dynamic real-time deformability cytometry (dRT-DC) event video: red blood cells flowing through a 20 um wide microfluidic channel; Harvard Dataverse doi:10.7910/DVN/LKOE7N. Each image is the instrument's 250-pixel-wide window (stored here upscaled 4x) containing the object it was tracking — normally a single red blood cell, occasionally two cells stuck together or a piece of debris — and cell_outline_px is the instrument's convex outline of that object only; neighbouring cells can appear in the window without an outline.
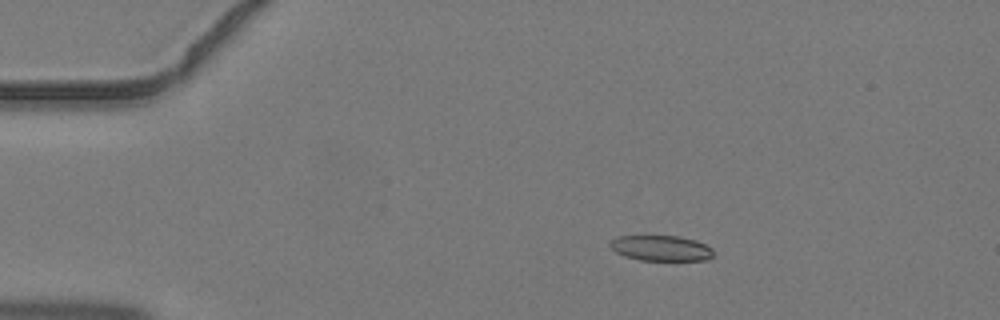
{"species": "common noctule bat (a hibernating species)", "species_latin": "Nyctalus noctula", "temperature_condition": "warm", "stored_images_in_passage": 3, "camera_frame_rate_fps": 3000, "um_per_image_px": 0.085, "animal": {"sex": "male", "body_mass_g": 19.2, "forearm_length_mm": 51.8}, "frame": {"image": 1, "passage_image": 1, "time_ms": 0.0, "image_size_px": [1000, 320], "cell_outline_px": [[712, 256], [708, 260], [640, 260], [624, 256], [616, 252], [608, 244], [616, 236], [680, 236], [696, 240], [712, 248]], "centroid_in_image_um": [56.18, 21.09], "position_along_channel_um": 28.8, "area_um2": 15.32}}
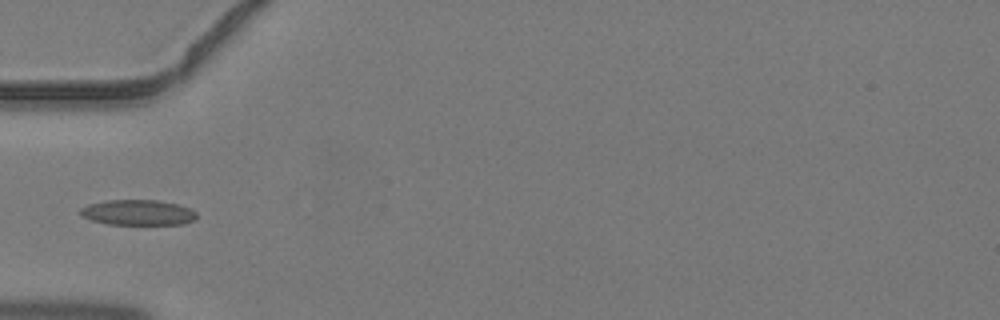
{"frame": {"image": 2, "passage_image": 3, "time_ms": 0.667, "image_size_px": [1000, 320], "cell_outline_px": [[196, 216], [192, 220], [184, 224], [108, 224], [92, 220], [80, 216], [80, 208], [88, 204], [104, 200], [156, 200], [176, 204], [188, 208], [196, 212]], "centroid_in_image_um": [11.66, 18.06], "position_along_channel_um": 73.3, "area_um2": 17.11}}